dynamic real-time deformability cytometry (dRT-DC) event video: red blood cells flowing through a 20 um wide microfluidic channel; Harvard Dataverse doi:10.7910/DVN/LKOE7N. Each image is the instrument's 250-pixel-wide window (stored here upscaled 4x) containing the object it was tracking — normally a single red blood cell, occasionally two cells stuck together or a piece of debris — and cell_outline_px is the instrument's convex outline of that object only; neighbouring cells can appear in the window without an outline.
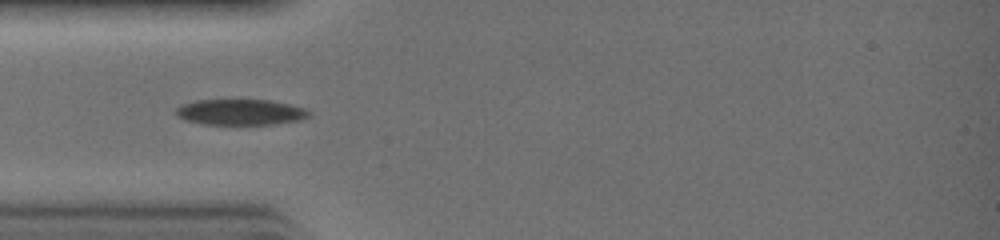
{"species": "common noctule bat (a hibernating species)", "species_latin": "Nyctalus noctula", "temperature_condition": "warm", "stored_images_in_passage": 28, "camera_frame_rate_fps": 3000, "um_per_image_px": 0.085, "animal": {"sex": "female", "body_mass_g": 19.0, "forearm_length_mm": 51.5}, "frame": {"image": 1, "passage_image": 5, "time_ms": 1.333, "image_size_px": [1000, 240], "cell_outline_px": [[312, 116], [300, 120], [272, 124], [200, 124], [184, 120], [176, 116], [176, 108], [180, 104], [196, 100], [268, 100], [288, 104], [304, 108], [312, 112]], "centroid_in_image_um": [20.42, 9.53], "position_along_channel_um": 64.6, "area_um2": 20.11}}
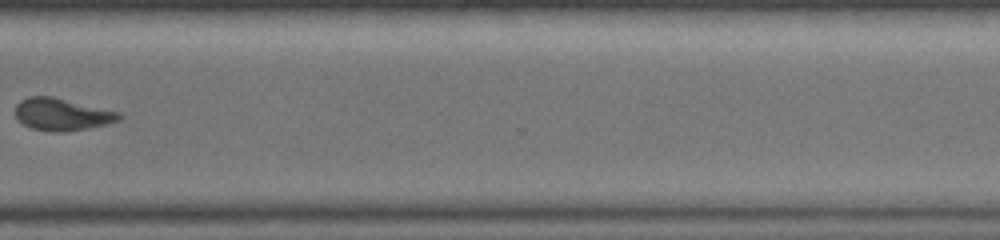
{"frame": {"image": 2, "passage_image": 20, "time_ms": 6.333, "image_size_px": [1000, 240], "cell_outline_px": [[124, 116], [120, 120], [88, 128], [64, 132], [52, 132], [32, 128], [24, 124], [16, 116], [16, 104], [20, 100], [28, 96], [52, 96], [120, 112]], "centroid_in_image_um": [5.28, 9.71], "position_along_channel_um": 365.3, "area_um2": 19.42}}